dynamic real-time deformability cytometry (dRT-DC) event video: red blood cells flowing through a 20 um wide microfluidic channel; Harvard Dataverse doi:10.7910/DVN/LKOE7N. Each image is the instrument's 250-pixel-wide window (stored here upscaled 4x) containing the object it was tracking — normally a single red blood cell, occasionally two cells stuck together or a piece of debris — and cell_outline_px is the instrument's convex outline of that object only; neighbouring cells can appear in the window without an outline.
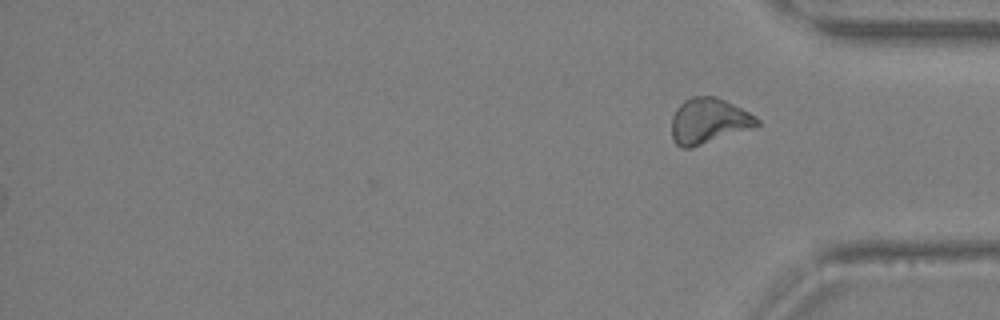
{"species": "Egyptian fruit bat (a non-hibernating species)", "species_latin": "Rousettus aegyptiacus", "temperature_condition": "warm", "stored_images_in_passage": 30, "segment_of_instrument_passage": [2, 2], "camera_frame_rate_fps": 3000, "um_per_image_px": 0.085, "animal": {"sex": "female"}, "frame": {"image": 1, "passage_image": 30, "time_ms": 9.667, "image_size_px": [1000, 320], "cell_outline_px": [[760, 124], [688, 148], [680, 148], [676, 144], [672, 136], [672, 116], [676, 108], [684, 100], [692, 96], [716, 96], [756, 116], [760, 120]], "centroid_in_image_um": [60.18, 10.25], "position_along_channel_um": 375.0, "area_um2": 21.96}}